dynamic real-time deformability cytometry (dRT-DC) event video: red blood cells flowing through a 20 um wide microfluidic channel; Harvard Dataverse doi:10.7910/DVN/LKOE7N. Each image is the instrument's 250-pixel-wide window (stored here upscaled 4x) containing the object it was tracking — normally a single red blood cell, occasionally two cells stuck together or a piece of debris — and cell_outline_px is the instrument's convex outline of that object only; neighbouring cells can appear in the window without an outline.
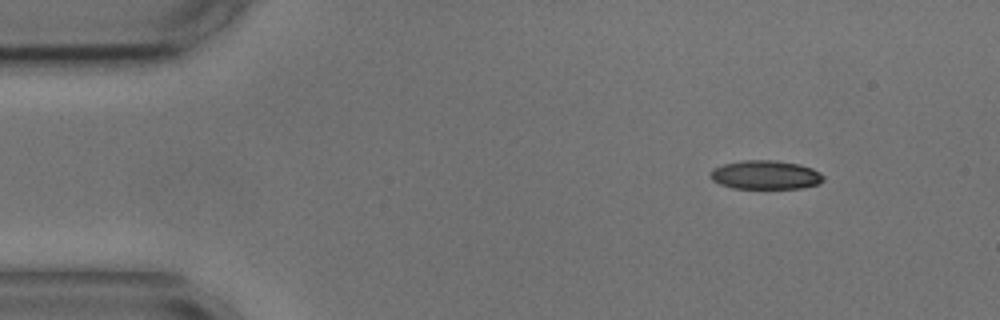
{"species": "common noctule bat (a hibernating species)", "species_latin": "Nyctalus noctula", "temperature_condition": "cold", "stored_images_in_passage": 4, "camera_frame_rate_fps": 3000, "um_per_image_px": 0.085, "animal": {"sex": "male", "body_mass_g": 17.9, "forearm_length_mm": 54.2}, "frame": {"image": 1, "passage_image": 1, "time_ms": 0.0, "image_size_px": [1000, 320], "cell_outline_px": [[824, 180], [820, 184], [800, 188], [732, 188], [720, 184], [712, 180], [708, 176], [712, 168], [724, 164], [744, 160], [776, 160], [800, 164], [812, 168], [820, 172], [824, 176]], "centroid_in_image_um": [65.07, 14.86], "position_along_channel_um": 19.9, "area_um2": 19.19}}